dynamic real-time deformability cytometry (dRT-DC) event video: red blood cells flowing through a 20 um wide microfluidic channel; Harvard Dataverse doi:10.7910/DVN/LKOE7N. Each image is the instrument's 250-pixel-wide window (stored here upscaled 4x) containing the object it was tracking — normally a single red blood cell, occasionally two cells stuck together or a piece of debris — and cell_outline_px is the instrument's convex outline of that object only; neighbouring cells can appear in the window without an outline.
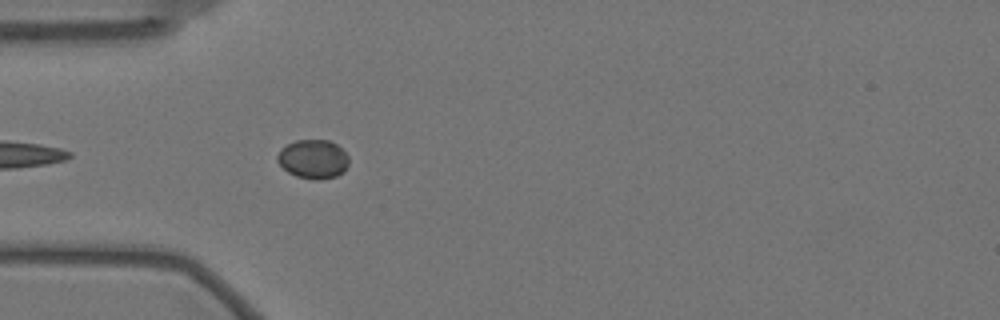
{"species": "Egyptian fruit bat (a non-hibernating species)", "species_latin": "Rousettus aegyptiacus", "temperature_condition": "warm", "stored_images_in_passage": 6, "camera_frame_rate_fps": 3000, "um_per_image_px": 0.085, "animal": {"sex": "female"}, "frame": {"image": 1, "passage_image": 3, "time_ms": 0.667, "image_size_px": [1000, 320], "cell_outline_px": [[348, 164], [344, 172], [336, 176], [320, 180], [316, 180], [296, 176], [288, 172], [276, 160], [276, 156], [288, 144], [296, 140], [328, 140], [336, 144], [348, 156]], "centroid_in_image_um": [26.63, 13.54], "position_along_channel_um": 58.4, "area_um2": 16.07}}